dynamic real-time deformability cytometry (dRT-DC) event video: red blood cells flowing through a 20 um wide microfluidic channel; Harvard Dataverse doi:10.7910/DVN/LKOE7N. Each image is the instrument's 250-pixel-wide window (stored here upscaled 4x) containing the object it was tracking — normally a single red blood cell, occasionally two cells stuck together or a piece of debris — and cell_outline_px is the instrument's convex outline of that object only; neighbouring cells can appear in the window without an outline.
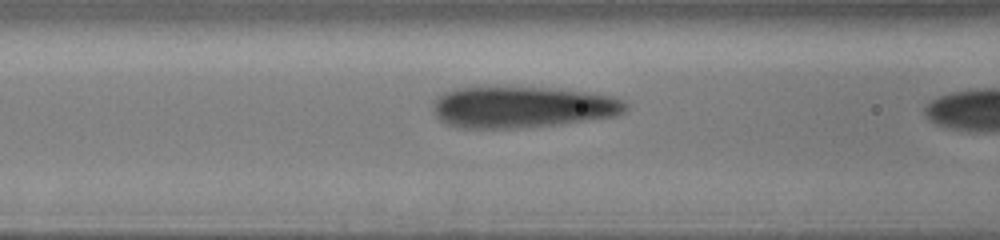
{"species": "human", "species_latin": "Homo sapiens", "temperature_condition": "cold", "stored_images_in_passage": 18, "camera_frame_rate_fps": 3000, "um_per_image_px": 0.085, "donor": {"sex": "male"}, "frame": {"image": 1, "passage_image": 17, "time_ms": 5.333, "image_size_px": [1000, 240], "cell_outline_px": [[628, 108], [624, 112], [616, 116], [560, 124], [516, 128], [456, 128], [444, 124], [436, 116], [432, 108], [432, 100], [436, 96], [444, 92], [456, 88], [484, 84], [548, 88], [584, 92], [612, 96], [624, 100], [628, 104]], "centroid_in_image_um": [44.29, 9.07], "position_along_channel_um": 122.3, "area_um2": 47.86}}